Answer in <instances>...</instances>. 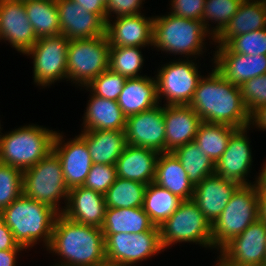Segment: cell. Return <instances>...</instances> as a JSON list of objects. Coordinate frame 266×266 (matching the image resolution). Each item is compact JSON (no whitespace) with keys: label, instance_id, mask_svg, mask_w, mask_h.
Returning <instances> with one entry per match:
<instances>
[{"label":"cell","instance_id":"cell-13","mask_svg":"<svg viewBox=\"0 0 266 266\" xmlns=\"http://www.w3.org/2000/svg\"><path fill=\"white\" fill-rule=\"evenodd\" d=\"M215 266H264L266 226L257 219L219 251Z\"/></svg>","mask_w":266,"mask_h":266},{"label":"cell","instance_id":"cell-31","mask_svg":"<svg viewBox=\"0 0 266 266\" xmlns=\"http://www.w3.org/2000/svg\"><path fill=\"white\" fill-rule=\"evenodd\" d=\"M24 6L37 38L61 35L56 0H25Z\"/></svg>","mask_w":266,"mask_h":266},{"label":"cell","instance_id":"cell-51","mask_svg":"<svg viewBox=\"0 0 266 266\" xmlns=\"http://www.w3.org/2000/svg\"><path fill=\"white\" fill-rule=\"evenodd\" d=\"M102 266H117V265H111V264L106 263V264H104Z\"/></svg>","mask_w":266,"mask_h":266},{"label":"cell","instance_id":"cell-23","mask_svg":"<svg viewBox=\"0 0 266 266\" xmlns=\"http://www.w3.org/2000/svg\"><path fill=\"white\" fill-rule=\"evenodd\" d=\"M166 152L192 142L201 119L189 105H164Z\"/></svg>","mask_w":266,"mask_h":266},{"label":"cell","instance_id":"cell-24","mask_svg":"<svg viewBox=\"0 0 266 266\" xmlns=\"http://www.w3.org/2000/svg\"><path fill=\"white\" fill-rule=\"evenodd\" d=\"M158 155L155 150L127 144L115 164L117 177L146 185L154 182Z\"/></svg>","mask_w":266,"mask_h":266},{"label":"cell","instance_id":"cell-30","mask_svg":"<svg viewBox=\"0 0 266 266\" xmlns=\"http://www.w3.org/2000/svg\"><path fill=\"white\" fill-rule=\"evenodd\" d=\"M155 227L142 207L106 208L101 230L103 234H137Z\"/></svg>","mask_w":266,"mask_h":266},{"label":"cell","instance_id":"cell-45","mask_svg":"<svg viewBox=\"0 0 266 266\" xmlns=\"http://www.w3.org/2000/svg\"><path fill=\"white\" fill-rule=\"evenodd\" d=\"M18 246L12 231L0 216V250L16 249Z\"/></svg>","mask_w":266,"mask_h":266},{"label":"cell","instance_id":"cell-5","mask_svg":"<svg viewBox=\"0 0 266 266\" xmlns=\"http://www.w3.org/2000/svg\"><path fill=\"white\" fill-rule=\"evenodd\" d=\"M56 132L37 124L0 132V163L21 171L34 166L53 150Z\"/></svg>","mask_w":266,"mask_h":266},{"label":"cell","instance_id":"cell-28","mask_svg":"<svg viewBox=\"0 0 266 266\" xmlns=\"http://www.w3.org/2000/svg\"><path fill=\"white\" fill-rule=\"evenodd\" d=\"M154 183L168 189L182 200L193 198L194 185L173 152L159 153Z\"/></svg>","mask_w":266,"mask_h":266},{"label":"cell","instance_id":"cell-9","mask_svg":"<svg viewBox=\"0 0 266 266\" xmlns=\"http://www.w3.org/2000/svg\"><path fill=\"white\" fill-rule=\"evenodd\" d=\"M110 47L106 35L70 40L67 49L66 81L81 87L87 86L108 69Z\"/></svg>","mask_w":266,"mask_h":266},{"label":"cell","instance_id":"cell-20","mask_svg":"<svg viewBox=\"0 0 266 266\" xmlns=\"http://www.w3.org/2000/svg\"><path fill=\"white\" fill-rule=\"evenodd\" d=\"M153 19L154 16L145 17L140 13L107 20L105 34L110 46L152 47Z\"/></svg>","mask_w":266,"mask_h":266},{"label":"cell","instance_id":"cell-36","mask_svg":"<svg viewBox=\"0 0 266 266\" xmlns=\"http://www.w3.org/2000/svg\"><path fill=\"white\" fill-rule=\"evenodd\" d=\"M143 47L111 46L108 68L126 79L142 77L139 71L144 66Z\"/></svg>","mask_w":266,"mask_h":266},{"label":"cell","instance_id":"cell-18","mask_svg":"<svg viewBox=\"0 0 266 266\" xmlns=\"http://www.w3.org/2000/svg\"><path fill=\"white\" fill-rule=\"evenodd\" d=\"M213 67L232 84L241 86L251 78L266 73V55H245L231 52L225 45L216 46Z\"/></svg>","mask_w":266,"mask_h":266},{"label":"cell","instance_id":"cell-33","mask_svg":"<svg viewBox=\"0 0 266 266\" xmlns=\"http://www.w3.org/2000/svg\"><path fill=\"white\" fill-rule=\"evenodd\" d=\"M235 127L226 124L201 122L194 142L205 155L216 163L226 150L231 134Z\"/></svg>","mask_w":266,"mask_h":266},{"label":"cell","instance_id":"cell-1","mask_svg":"<svg viewBox=\"0 0 266 266\" xmlns=\"http://www.w3.org/2000/svg\"><path fill=\"white\" fill-rule=\"evenodd\" d=\"M211 71L200 78L189 106L203 122L226 124L236 129L250 126L240 86L225 80L215 68Z\"/></svg>","mask_w":266,"mask_h":266},{"label":"cell","instance_id":"cell-42","mask_svg":"<svg viewBox=\"0 0 266 266\" xmlns=\"http://www.w3.org/2000/svg\"><path fill=\"white\" fill-rule=\"evenodd\" d=\"M116 179L117 172L115 165L93 163L83 186L105 194Z\"/></svg>","mask_w":266,"mask_h":266},{"label":"cell","instance_id":"cell-7","mask_svg":"<svg viewBox=\"0 0 266 266\" xmlns=\"http://www.w3.org/2000/svg\"><path fill=\"white\" fill-rule=\"evenodd\" d=\"M258 219L257 186L241 185L212 224V246L219 251Z\"/></svg>","mask_w":266,"mask_h":266},{"label":"cell","instance_id":"cell-43","mask_svg":"<svg viewBox=\"0 0 266 266\" xmlns=\"http://www.w3.org/2000/svg\"><path fill=\"white\" fill-rule=\"evenodd\" d=\"M169 13L179 17L202 21L205 0H171Z\"/></svg>","mask_w":266,"mask_h":266},{"label":"cell","instance_id":"cell-2","mask_svg":"<svg viewBox=\"0 0 266 266\" xmlns=\"http://www.w3.org/2000/svg\"><path fill=\"white\" fill-rule=\"evenodd\" d=\"M46 250L62 257L53 266H102L107 263L101 228L78 224L62 214L55 220Z\"/></svg>","mask_w":266,"mask_h":266},{"label":"cell","instance_id":"cell-52","mask_svg":"<svg viewBox=\"0 0 266 266\" xmlns=\"http://www.w3.org/2000/svg\"><path fill=\"white\" fill-rule=\"evenodd\" d=\"M105 4H107L108 0H102Z\"/></svg>","mask_w":266,"mask_h":266},{"label":"cell","instance_id":"cell-37","mask_svg":"<svg viewBox=\"0 0 266 266\" xmlns=\"http://www.w3.org/2000/svg\"><path fill=\"white\" fill-rule=\"evenodd\" d=\"M242 1L243 0H205L202 22L209 35H211L212 40H214L228 25L231 17L237 13L238 7ZM210 20L214 24L217 23L215 27H211V24H209Z\"/></svg>","mask_w":266,"mask_h":266},{"label":"cell","instance_id":"cell-11","mask_svg":"<svg viewBox=\"0 0 266 266\" xmlns=\"http://www.w3.org/2000/svg\"><path fill=\"white\" fill-rule=\"evenodd\" d=\"M194 60L179 58L178 61H170L158 68L155 79L160 103V99L164 98L165 105H189L202 77Z\"/></svg>","mask_w":266,"mask_h":266},{"label":"cell","instance_id":"cell-32","mask_svg":"<svg viewBox=\"0 0 266 266\" xmlns=\"http://www.w3.org/2000/svg\"><path fill=\"white\" fill-rule=\"evenodd\" d=\"M182 201L168 189L152 182L146 186L142 208L151 222L160 227L176 211Z\"/></svg>","mask_w":266,"mask_h":266},{"label":"cell","instance_id":"cell-17","mask_svg":"<svg viewBox=\"0 0 266 266\" xmlns=\"http://www.w3.org/2000/svg\"><path fill=\"white\" fill-rule=\"evenodd\" d=\"M52 151L60 160L68 189L83 186L93 164L86 142L79 135L65 142L63 135L58 131Z\"/></svg>","mask_w":266,"mask_h":266},{"label":"cell","instance_id":"cell-41","mask_svg":"<svg viewBox=\"0 0 266 266\" xmlns=\"http://www.w3.org/2000/svg\"><path fill=\"white\" fill-rule=\"evenodd\" d=\"M240 89L242 101L250 116L266 105V73L244 82Z\"/></svg>","mask_w":266,"mask_h":266},{"label":"cell","instance_id":"cell-8","mask_svg":"<svg viewBox=\"0 0 266 266\" xmlns=\"http://www.w3.org/2000/svg\"><path fill=\"white\" fill-rule=\"evenodd\" d=\"M159 229L163 250L182 242L213 249L212 225L192 199L183 200Z\"/></svg>","mask_w":266,"mask_h":266},{"label":"cell","instance_id":"cell-39","mask_svg":"<svg viewBox=\"0 0 266 266\" xmlns=\"http://www.w3.org/2000/svg\"><path fill=\"white\" fill-rule=\"evenodd\" d=\"M125 81V77L108 68L94 78L84 89H89L88 91L98 97L117 101Z\"/></svg>","mask_w":266,"mask_h":266},{"label":"cell","instance_id":"cell-29","mask_svg":"<svg viewBox=\"0 0 266 266\" xmlns=\"http://www.w3.org/2000/svg\"><path fill=\"white\" fill-rule=\"evenodd\" d=\"M87 144L92 163L115 165L127 142L125 131L91 130L79 135Z\"/></svg>","mask_w":266,"mask_h":266},{"label":"cell","instance_id":"cell-21","mask_svg":"<svg viewBox=\"0 0 266 266\" xmlns=\"http://www.w3.org/2000/svg\"><path fill=\"white\" fill-rule=\"evenodd\" d=\"M240 186L235 181L213 174L194 186L192 200L212 225Z\"/></svg>","mask_w":266,"mask_h":266},{"label":"cell","instance_id":"cell-44","mask_svg":"<svg viewBox=\"0 0 266 266\" xmlns=\"http://www.w3.org/2000/svg\"><path fill=\"white\" fill-rule=\"evenodd\" d=\"M145 0H108L106 4V21L116 15L129 16L140 14L142 7V2ZM115 14V15H114Z\"/></svg>","mask_w":266,"mask_h":266},{"label":"cell","instance_id":"cell-50","mask_svg":"<svg viewBox=\"0 0 266 266\" xmlns=\"http://www.w3.org/2000/svg\"><path fill=\"white\" fill-rule=\"evenodd\" d=\"M258 175L255 178L257 193H266V163H264L263 168Z\"/></svg>","mask_w":266,"mask_h":266},{"label":"cell","instance_id":"cell-27","mask_svg":"<svg viewBox=\"0 0 266 266\" xmlns=\"http://www.w3.org/2000/svg\"><path fill=\"white\" fill-rule=\"evenodd\" d=\"M81 131L117 130L124 131L127 117L117 101L98 97L90 91Z\"/></svg>","mask_w":266,"mask_h":266},{"label":"cell","instance_id":"cell-35","mask_svg":"<svg viewBox=\"0 0 266 266\" xmlns=\"http://www.w3.org/2000/svg\"><path fill=\"white\" fill-rule=\"evenodd\" d=\"M146 186L137 181L117 177L104 194L106 208L142 207Z\"/></svg>","mask_w":266,"mask_h":266},{"label":"cell","instance_id":"cell-3","mask_svg":"<svg viewBox=\"0 0 266 266\" xmlns=\"http://www.w3.org/2000/svg\"><path fill=\"white\" fill-rule=\"evenodd\" d=\"M58 215L52 207L23 194L0 212L16 242L26 250L40 240L43 241V246L48 248Z\"/></svg>","mask_w":266,"mask_h":266},{"label":"cell","instance_id":"cell-48","mask_svg":"<svg viewBox=\"0 0 266 266\" xmlns=\"http://www.w3.org/2000/svg\"><path fill=\"white\" fill-rule=\"evenodd\" d=\"M256 127L257 129L266 130V105L257 109L250 116V127Z\"/></svg>","mask_w":266,"mask_h":266},{"label":"cell","instance_id":"cell-26","mask_svg":"<svg viewBox=\"0 0 266 266\" xmlns=\"http://www.w3.org/2000/svg\"><path fill=\"white\" fill-rule=\"evenodd\" d=\"M266 28V0H243L224 28L213 40L217 46L224 45L233 36H239Z\"/></svg>","mask_w":266,"mask_h":266},{"label":"cell","instance_id":"cell-15","mask_svg":"<svg viewBox=\"0 0 266 266\" xmlns=\"http://www.w3.org/2000/svg\"><path fill=\"white\" fill-rule=\"evenodd\" d=\"M250 126L236 129L230 136L226 150L215 163V174L224 179L235 181L240 185H252L256 182L249 181L246 177L251 169L252 150L247 137Z\"/></svg>","mask_w":266,"mask_h":266},{"label":"cell","instance_id":"cell-38","mask_svg":"<svg viewBox=\"0 0 266 266\" xmlns=\"http://www.w3.org/2000/svg\"><path fill=\"white\" fill-rule=\"evenodd\" d=\"M23 171L0 163V212L23 194Z\"/></svg>","mask_w":266,"mask_h":266},{"label":"cell","instance_id":"cell-19","mask_svg":"<svg viewBox=\"0 0 266 266\" xmlns=\"http://www.w3.org/2000/svg\"><path fill=\"white\" fill-rule=\"evenodd\" d=\"M61 34L69 40L90 39L105 34L106 23L72 0H56Z\"/></svg>","mask_w":266,"mask_h":266},{"label":"cell","instance_id":"cell-40","mask_svg":"<svg viewBox=\"0 0 266 266\" xmlns=\"http://www.w3.org/2000/svg\"><path fill=\"white\" fill-rule=\"evenodd\" d=\"M224 45L234 53L266 55V28L233 36Z\"/></svg>","mask_w":266,"mask_h":266},{"label":"cell","instance_id":"cell-46","mask_svg":"<svg viewBox=\"0 0 266 266\" xmlns=\"http://www.w3.org/2000/svg\"><path fill=\"white\" fill-rule=\"evenodd\" d=\"M90 13L97 14L106 23V4L102 0H72Z\"/></svg>","mask_w":266,"mask_h":266},{"label":"cell","instance_id":"cell-16","mask_svg":"<svg viewBox=\"0 0 266 266\" xmlns=\"http://www.w3.org/2000/svg\"><path fill=\"white\" fill-rule=\"evenodd\" d=\"M0 40L23 55L37 42L23 0H0Z\"/></svg>","mask_w":266,"mask_h":266},{"label":"cell","instance_id":"cell-49","mask_svg":"<svg viewBox=\"0 0 266 266\" xmlns=\"http://www.w3.org/2000/svg\"><path fill=\"white\" fill-rule=\"evenodd\" d=\"M258 219L266 226V193H257Z\"/></svg>","mask_w":266,"mask_h":266},{"label":"cell","instance_id":"cell-25","mask_svg":"<svg viewBox=\"0 0 266 266\" xmlns=\"http://www.w3.org/2000/svg\"><path fill=\"white\" fill-rule=\"evenodd\" d=\"M117 102L126 117L159 105L155 77L126 79Z\"/></svg>","mask_w":266,"mask_h":266},{"label":"cell","instance_id":"cell-6","mask_svg":"<svg viewBox=\"0 0 266 266\" xmlns=\"http://www.w3.org/2000/svg\"><path fill=\"white\" fill-rule=\"evenodd\" d=\"M22 185L24 196L46 204L62 214L68 200L69 189L64 180L60 160L53 151L23 171ZM61 198L65 203L62 208L59 207Z\"/></svg>","mask_w":266,"mask_h":266},{"label":"cell","instance_id":"cell-22","mask_svg":"<svg viewBox=\"0 0 266 266\" xmlns=\"http://www.w3.org/2000/svg\"><path fill=\"white\" fill-rule=\"evenodd\" d=\"M105 211L104 194L78 186L69 190L62 215L78 224L101 228L105 219Z\"/></svg>","mask_w":266,"mask_h":266},{"label":"cell","instance_id":"cell-4","mask_svg":"<svg viewBox=\"0 0 266 266\" xmlns=\"http://www.w3.org/2000/svg\"><path fill=\"white\" fill-rule=\"evenodd\" d=\"M208 34L202 21L168 12V15L154 16L152 46L168 54L183 55V58L184 55L188 56L186 58L194 56L196 59L204 53L206 37L212 38Z\"/></svg>","mask_w":266,"mask_h":266},{"label":"cell","instance_id":"cell-10","mask_svg":"<svg viewBox=\"0 0 266 266\" xmlns=\"http://www.w3.org/2000/svg\"><path fill=\"white\" fill-rule=\"evenodd\" d=\"M105 254L108 264L136 266L140 261L161 253L160 229L155 226L150 231L137 234H103ZM136 264V265H135Z\"/></svg>","mask_w":266,"mask_h":266},{"label":"cell","instance_id":"cell-47","mask_svg":"<svg viewBox=\"0 0 266 266\" xmlns=\"http://www.w3.org/2000/svg\"><path fill=\"white\" fill-rule=\"evenodd\" d=\"M24 249L19 245L16 249L0 250V266H16L17 255Z\"/></svg>","mask_w":266,"mask_h":266},{"label":"cell","instance_id":"cell-14","mask_svg":"<svg viewBox=\"0 0 266 266\" xmlns=\"http://www.w3.org/2000/svg\"><path fill=\"white\" fill-rule=\"evenodd\" d=\"M124 131L128 145L166 152L164 104L127 117Z\"/></svg>","mask_w":266,"mask_h":266},{"label":"cell","instance_id":"cell-34","mask_svg":"<svg viewBox=\"0 0 266 266\" xmlns=\"http://www.w3.org/2000/svg\"><path fill=\"white\" fill-rule=\"evenodd\" d=\"M195 186L205 177L215 174V163L192 141L173 151Z\"/></svg>","mask_w":266,"mask_h":266},{"label":"cell","instance_id":"cell-12","mask_svg":"<svg viewBox=\"0 0 266 266\" xmlns=\"http://www.w3.org/2000/svg\"><path fill=\"white\" fill-rule=\"evenodd\" d=\"M69 39L64 35L38 38L24 54L33 59V82L49 87L59 80L67 79V49Z\"/></svg>","mask_w":266,"mask_h":266}]
</instances>
